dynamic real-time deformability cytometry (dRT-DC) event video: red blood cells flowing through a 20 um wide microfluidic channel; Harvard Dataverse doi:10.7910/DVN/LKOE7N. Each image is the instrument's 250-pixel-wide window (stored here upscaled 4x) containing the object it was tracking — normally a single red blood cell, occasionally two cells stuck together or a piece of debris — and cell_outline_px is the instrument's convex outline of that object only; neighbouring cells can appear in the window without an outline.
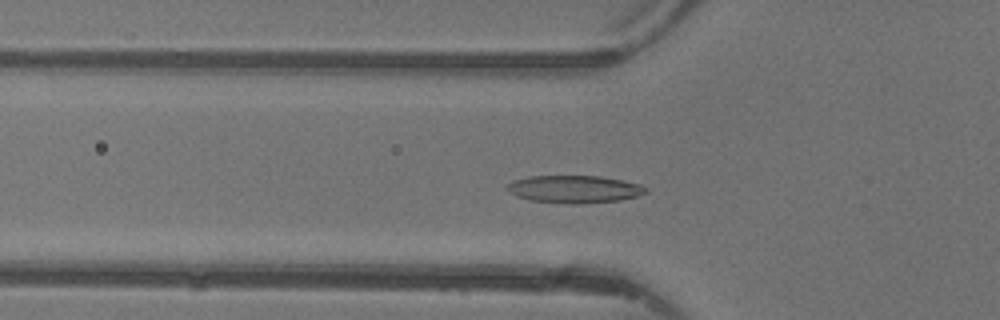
{"species": "common noctule bat (a hibernating species)", "species_latin": "Nyctalus noctula", "temperature_condition": "warm", "stored_images_in_passage": 45, "camera_frame_rate_fps": 3000, "um_per_image_px": 0.085, "animal": {"sex": "female"}, "frame": {"image": 1, "passage_image": 14, "time_ms": 4.333, "image_size_px": [1000, 320], "cell_outline_px": [[648, 192], [636, 196], [620, 200], [580, 204], [572, 204], [528, 200], [516, 196], [508, 192], [504, 188], [512, 180], [528, 176], [600, 176], [640, 184], [648, 188]], "centroid_in_image_um": [48.77, 16.08], "position_along_channel_um": 77.0, "area_um2": 22.43}}
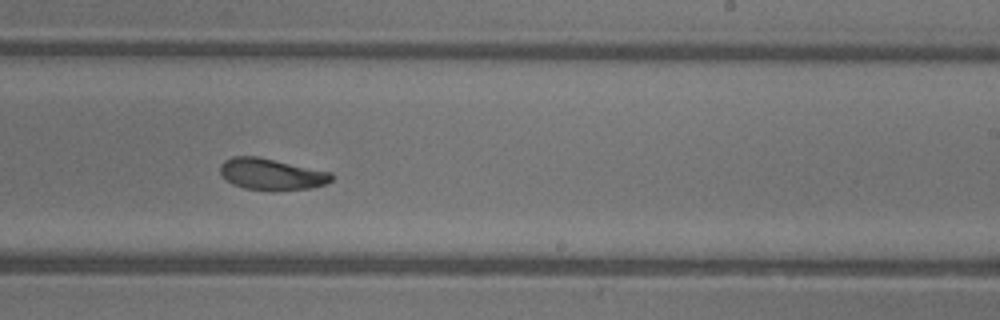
{"frame": {"image": 2, "passage_image": 27, "time_ms": 8.667, "image_size_px": [1000, 320], "cell_outline_px": [[332, 180], [324, 184], [312, 188], [272, 192], [244, 188], [232, 184], [220, 172], [220, 164], [224, 160], [232, 156], [256, 156], [332, 172]], "centroid_in_image_um": [23.07, 14.82], "position_along_channel_um": 265.9, "area_um2": 20.63}}
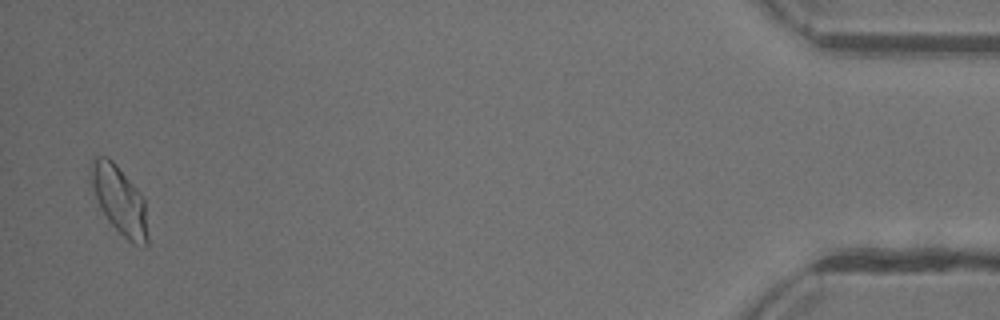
{"frame": {"image": 3, "passage_image": 44, "time_ms": 14.333, "image_size_px": [1000, 320], "cell_outline_px": [[148, 244], [144, 248], [132, 244], [108, 220], [100, 208], [92, 184], [92, 160], [96, 156], [108, 156], [116, 164], [140, 192], [144, 200], [148, 236]], "centroid_in_image_um": [10.2, 17.05], "position_along_channel_um": 425.0, "area_um2": 22.2}, "authors_computed_cell_mechanics": {"area_um2": 20.7502, "velocity_mm_per_s": 4.3473, "shape_relaxation_time_tau1_ms": 5.8942, "shape_relaxation_time_tau2_ms": 1.6726, "deformation_change_tau1": 0.1718, "deformation_change_tau2": 0.0641}}